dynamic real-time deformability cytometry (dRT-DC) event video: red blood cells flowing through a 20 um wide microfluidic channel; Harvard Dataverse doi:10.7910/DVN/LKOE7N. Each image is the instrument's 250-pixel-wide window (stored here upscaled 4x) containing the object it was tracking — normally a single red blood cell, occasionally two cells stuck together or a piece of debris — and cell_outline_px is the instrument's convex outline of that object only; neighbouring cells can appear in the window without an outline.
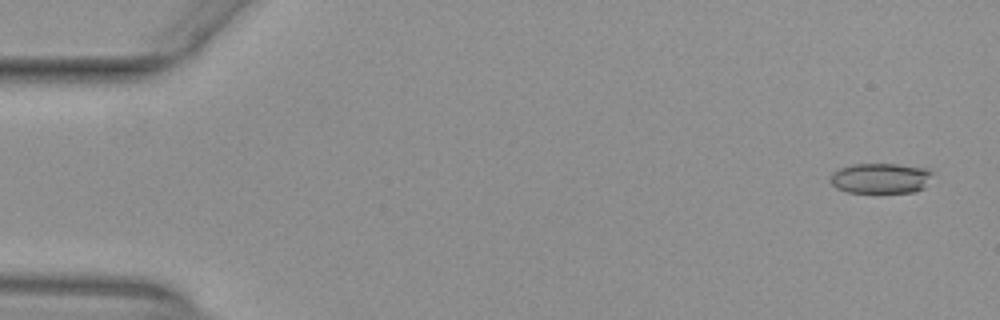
{"species": "common noctule bat (a hibernating species)", "species_latin": "Nyctalus noctula", "temperature_condition": "warm", "stored_images_in_passage": 17, "camera_frame_rate_fps": 3000, "um_per_image_px": 0.085, "animal": {"sex": "female", "body_mass_g": 29.2, "forearm_length_mm": 56.3}, "frame": {"image": 1, "passage_image": 3, "time_ms": 0.667, "image_size_px": [1000, 320], "cell_outline_px": [[932, 172], [924, 188], [916, 192], [880, 196], [848, 192], [836, 188], [828, 180], [832, 172], [840, 168], [852, 164], [896, 164], [928, 168]], "centroid_in_image_um": [74.82, 15.21], "position_along_channel_um": 10.2, "area_um2": 19.07}}
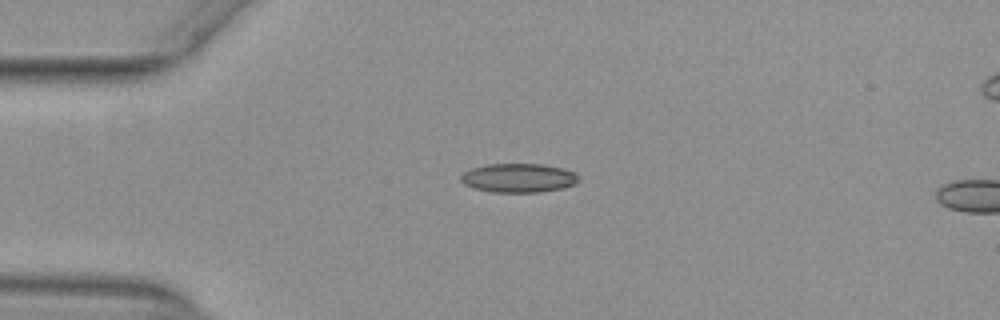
{"frame": {"image": 2, "passage_image": 14, "time_ms": 4.333, "image_size_px": [1000, 320], "cell_outline_px": [[580, 180], [576, 184], [564, 188], [540, 192], [492, 192], [476, 188], [464, 184], [460, 180], [460, 176], [464, 172], [472, 168], [488, 164], [544, 164], [564, 168], [576, 172], [580, 176]], "centroid_in_image_um": [44.15, 15.12], "position_along_channel_um": 40.9, "area_um2": 20.11}}